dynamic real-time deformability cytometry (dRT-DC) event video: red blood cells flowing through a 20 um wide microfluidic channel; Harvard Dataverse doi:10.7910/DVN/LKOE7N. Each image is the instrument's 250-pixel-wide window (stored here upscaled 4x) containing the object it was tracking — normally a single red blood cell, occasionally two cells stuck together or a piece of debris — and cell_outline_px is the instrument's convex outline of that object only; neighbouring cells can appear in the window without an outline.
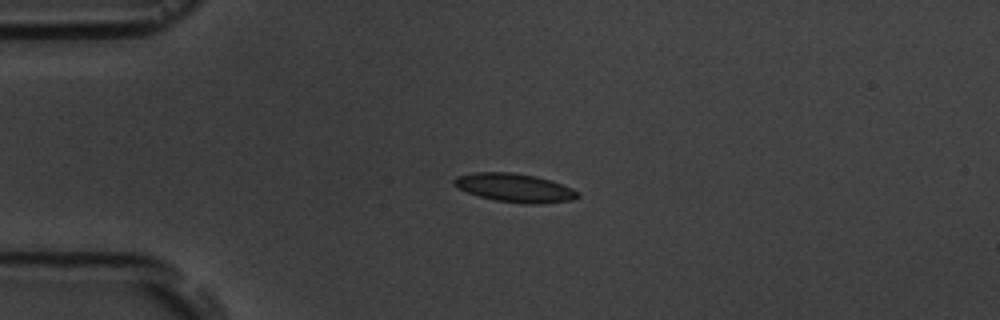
{"species": "common noctule bat (a hibernating species)", "species_latin": "Nyctalus noctula", "temperature_condition": "room temperature", "stored_images_in_passage": 4, "camera_frame_rate_fps": 3000, "um_per_image_px": 0.085, "animal": {"sex": "male", "body_mass_g": 19.5, "forearm_length_mm": 54.6}, "frame": {"image": 1, "passage_image": 3, "time_ms": 2.333, "image_size_px": [1000, 320], "cell_outline_px": [[580, 196], [572, 200], [540, 204], [524, 204], [496, 200], [480, 196], [468, 192], [452, 184], [452, 180], [456, 176], [472, 172], [512, 172], [536, 176], [552, 180], [572, 188]], "centroid_in_image_um": [43.74, 15.95], "position_along_channel_um": 41.3, "area_um2": 20.63}}